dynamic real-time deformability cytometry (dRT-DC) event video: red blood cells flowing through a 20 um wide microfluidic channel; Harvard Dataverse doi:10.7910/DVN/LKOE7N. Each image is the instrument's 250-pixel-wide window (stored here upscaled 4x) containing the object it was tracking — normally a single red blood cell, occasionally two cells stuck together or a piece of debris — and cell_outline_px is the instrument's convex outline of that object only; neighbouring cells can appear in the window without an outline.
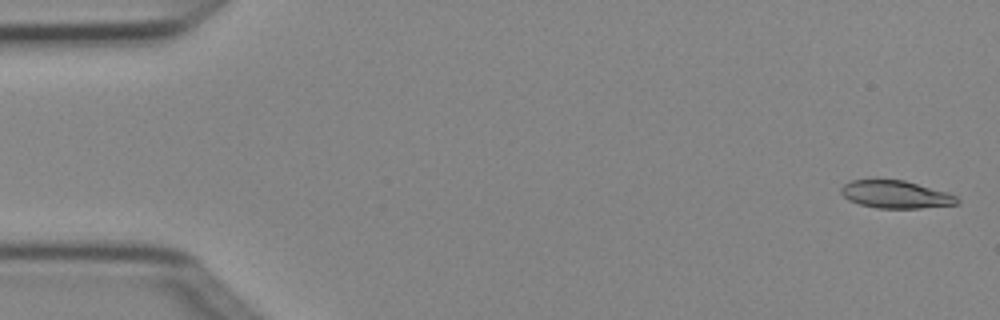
{"species": "Egyptian fruit bat (a non-hibernating species)", "species_latin": "Rousettus aegyptiacus", "temperature_condition": "cold", "stored_images_in_passage": 4, "camera_frame_rate_fps": 3000, "um_per_image_px": 0.085, "animal": {"sex": "female"}, "frame": {"image": 1, "passage_image": 1, "time_ms": 0.0, "image_size_px": [1000, 320], "cell_outline_px": [[960, 204], [920, 208], [876, 208], [860, 204], [848, 200], [840, 192], [840, 188], [844, 184], [852, 180], [880, 176], [904, 180], [948, 192], [956, 196], [960, 200]], "centroid_in_image_um": [76.1, 16.48], "position_along_channel_um": 8.9, "area_um2": 19.48}}